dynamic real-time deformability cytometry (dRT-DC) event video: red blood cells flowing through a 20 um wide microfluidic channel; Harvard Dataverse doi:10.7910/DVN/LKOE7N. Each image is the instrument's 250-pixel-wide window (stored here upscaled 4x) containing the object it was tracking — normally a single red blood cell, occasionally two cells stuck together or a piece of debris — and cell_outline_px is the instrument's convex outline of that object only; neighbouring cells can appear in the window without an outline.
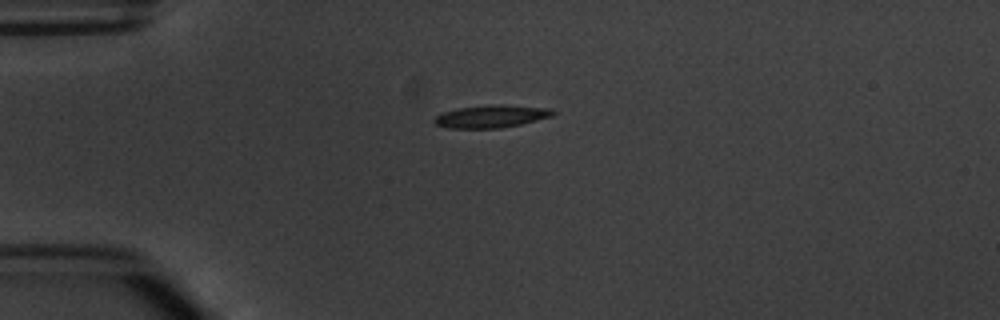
{"species": "common noctule bat (a hibernating species)", "species_latin": "Nyctalus noctula", "temperature_condition": "warm", "stored_images_in_passage": 4, "camera_frame_rate_fps": 3000, "um_per_image_px": 0.085, "animal": {"sex": "male", "body_mass_g": 20.1, "forearm_length_mm": 53.5}, "frame": {"image": 1, "passage_image": 4, "time_ms": 3.667, "image_size_px": [1000, 320], "cell_outline_px": [[556, 112], [552, 116], [520, 124], [500, 128], [448, 128], [436, 124], [432, 120], [440, 112], [456, 108], [488, 104], [504, 104], [552, 108]], "centroid_in_image_um": [41.74, 9.87], "position_along_channel_um": 43.3, "area_um2": 15.9}}